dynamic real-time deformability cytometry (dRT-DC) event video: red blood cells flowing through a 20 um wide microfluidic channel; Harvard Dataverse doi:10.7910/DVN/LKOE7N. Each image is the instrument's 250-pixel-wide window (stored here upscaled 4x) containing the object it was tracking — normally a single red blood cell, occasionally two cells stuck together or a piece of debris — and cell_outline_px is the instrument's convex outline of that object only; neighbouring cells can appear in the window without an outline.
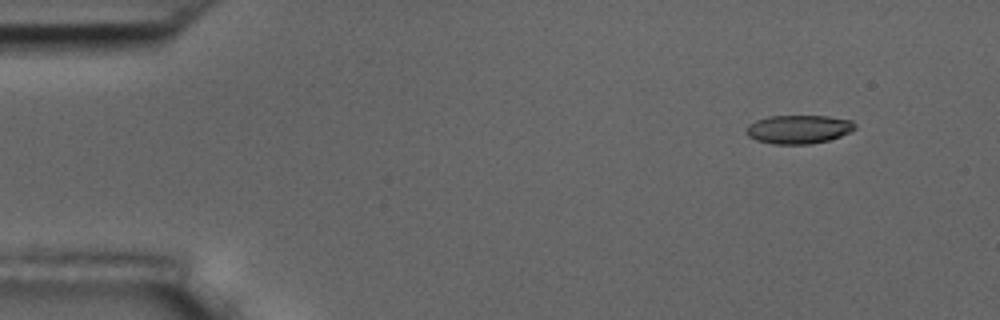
{"species": "common noctule bat (a hibernating species)", "species_latin": "Nyctalus noctula", "temperature_condition": "room temperature", "stored_images_in_passage": 4, "camera_frame_rate_fps": 3000, "um_per_image_px": 0.085, "animal": {"sex": "male", "body_mass_g": 17.5, "forearm_length_mm": 52.3}, "frame": {"image": 1, "passage_image": 1, "time_ms": 0.0, "image_size_px": [1000, 320], "cell_outline_px": [[856, 128], [852, 132], [828, 140], [808, 144], [772, 144], [756, 140], [748, 136], [744, 132], [748, 124], [756, 120], [768, 116], [828, 116], [852, 120], [856, 124]], "centroid_in_image_um": [67.87, 10.98], "position_along_channel_um": 17.1, "area_um2": 18.32}}
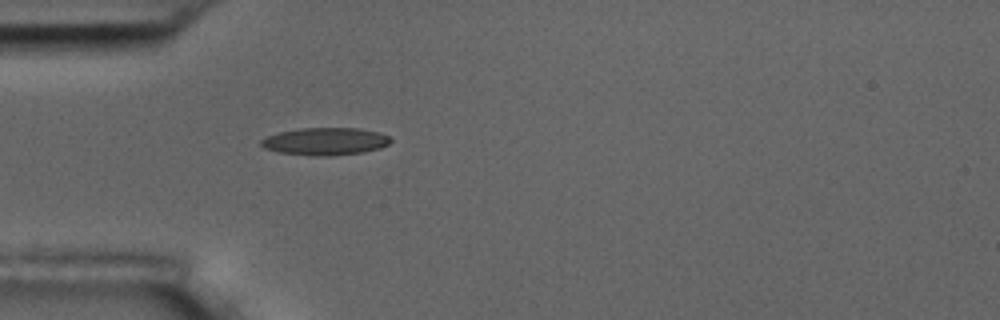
{"frame": {"image": 2, "passage_image": 4, "time_ms": 3.667, "image_size_px": [1000, 320], "cell_outline_px": [[392, 140], [388, 144], [380, 148], [360, 152], [328, 156], [312, 156], [280, 152], [264, 148], [260, 144], [260, 140], [268, 136], [280, 132], [300, 128], [360, 128], [380, 132], [388, 136]], "centroid_in_image_um": [27.65, 12.01], "position_along_channel_um": 57.3, "area_um2": 20.63}}